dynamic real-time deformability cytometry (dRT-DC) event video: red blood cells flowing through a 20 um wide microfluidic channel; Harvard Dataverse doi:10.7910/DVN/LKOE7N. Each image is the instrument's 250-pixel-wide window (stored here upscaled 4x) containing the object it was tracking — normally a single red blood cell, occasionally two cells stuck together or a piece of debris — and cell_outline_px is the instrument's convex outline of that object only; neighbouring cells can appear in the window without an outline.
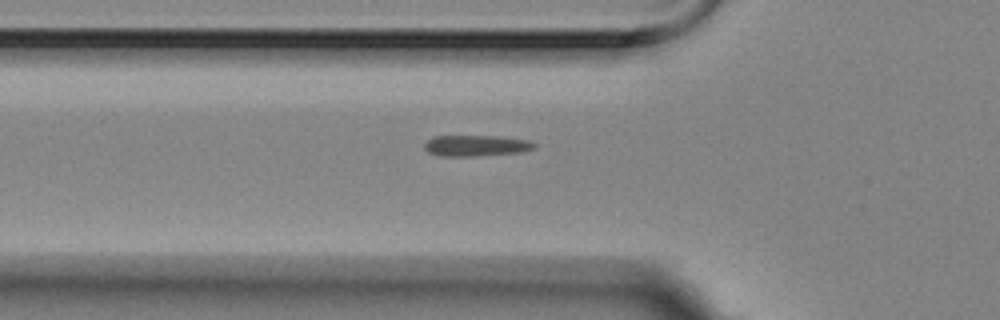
{"species": "Egyptian fruit bat (a non-hibernating species)", "species_latin": "Rousettus aegyptiacus", "temperature_condition": "room temperature", "stored_images_in_passage": 4, "camera_frame_rate_fps": 3000, "um_per_image_px": 0.085, "animal": {"sex": "female"}, "frame": {"image": 1, "passage_image": 4, "time_ms": 1.0, "image_size_px": [1000, 320], "cell_outline_px": [[536, 144], [532, 148], [520, 152], [472, 156], [440, 156], [428, 152], [424, 148], [424, 144], [432, 136], [500, 136], [528, 140]], "centroid_in_image_um": [40.42, 12.37], "position_along_channel_um": 85.4, "area_um2": 13.35}}